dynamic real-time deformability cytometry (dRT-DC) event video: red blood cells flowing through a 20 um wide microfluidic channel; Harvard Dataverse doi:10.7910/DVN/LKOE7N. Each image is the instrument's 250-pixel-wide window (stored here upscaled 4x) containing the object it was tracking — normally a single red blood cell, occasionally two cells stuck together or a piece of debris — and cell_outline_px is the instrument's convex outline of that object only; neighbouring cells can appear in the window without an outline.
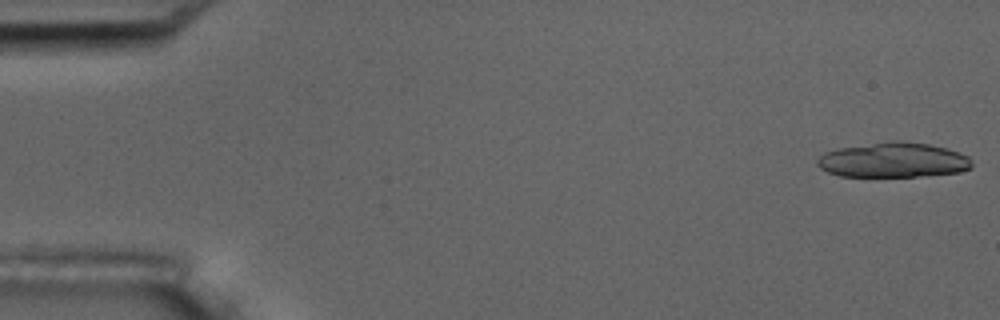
{"species": "common noctule bat (a hibernating species)", "species_latin": "Nyctalus noctula", "temperature_condition": "room temperature", "stored_images_in_passage": 6, "camera_frame_rate_fps": 3000, "um_per_image_px": 0.085, "animal": {"sex": "male", "body_mass_g": 17.5, "forearm_length_mm": 52.3}, "frame": {"image": 1, "passage_image": 1, "time_ms": 0.0, "image_size_px": [1000, 320], "cell_outline_px": [[972, 168], [960, 172], [916, 176], [840, 176], [828, 172], [820, 168], [816, 164], [816, 160], [824, 152], [836, 148], [892, 140], [900, 140], [928, 144], [944, 148], [968, 156], [972, 160]], "centroid_in_image_um": [75.89, 13.6], "position_along_channel_um": 9.1, "area_um2": 31.5}}
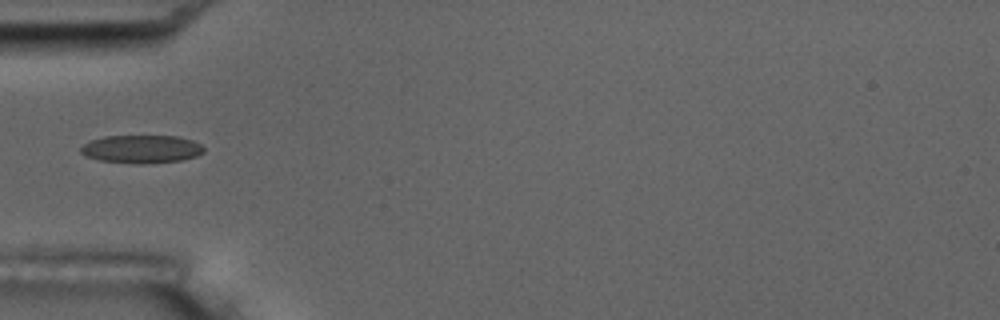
{"frame": {"image": 2, "passage_image": 6, "time_ms": 5.667, "image_size_px": [1000, 320], "cell_outline_px": [[204, 152], [196, 156], [180, 160], [140, 164], [100, 160], [88, 156], [80, 152], [80, 148], [88, 140], [104, 136], [176, 136], [192, 140], [200, 144], [204, 148]], "centroid_in_image_um": [12.01, 12.66], "position_along_channel_um": 73.0, "area_um2": 20.0}}